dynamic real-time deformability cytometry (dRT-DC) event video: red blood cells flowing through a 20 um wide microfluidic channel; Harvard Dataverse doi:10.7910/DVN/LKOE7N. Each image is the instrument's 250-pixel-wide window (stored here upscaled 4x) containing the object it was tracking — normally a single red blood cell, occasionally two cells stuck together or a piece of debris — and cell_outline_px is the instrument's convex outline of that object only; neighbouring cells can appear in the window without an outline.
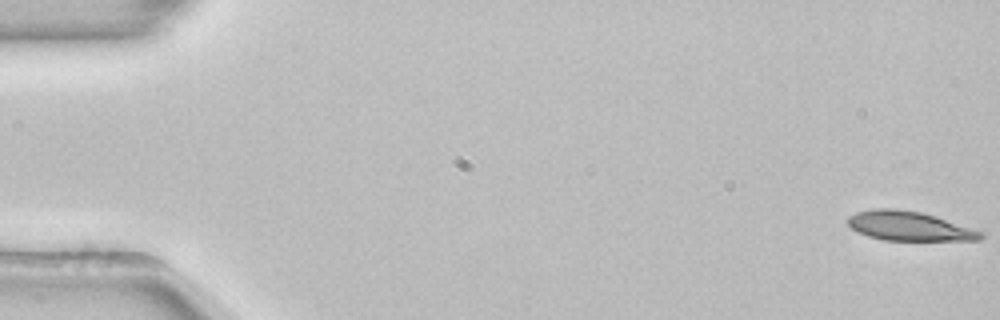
{"species": "common noctule bat (a hibernating species)", "species_latin": "Nyctalus noctula", "temperature_condition": "room temperature", "stored_images_in_passage": 54, "camera_frame_rate_fps": 3000, "um_per_image_px": 0.085, "animal": {"sex": "female", "body_mass_g": 22.7, "forearm_length_mm": 54.2}, "frame": {"image": 1, "passage_image": 1, "time_ms": 0.0, "image_size_px": [1000, 320], "cell_outline_px": [[984, 236], [980, 240], [884, 240], [868, 236], [852, 228], [848, 224], [848, 216], [856, 212], [876, 208], [896, 208], [920, 212], [936, 216], [984, 232]], "centroid_in_image_um": [77.29, 19.21], "position_along_channel_um": 7.7, "area_um2": 22.6}}
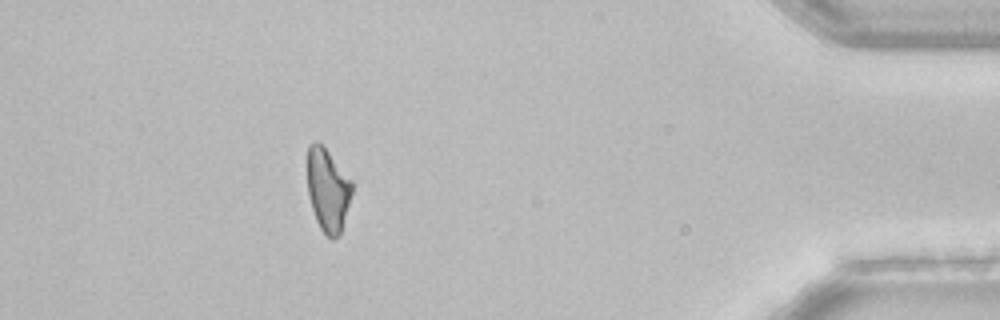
{"frame": {"image": 2, "passage_image": 48, "time_ms": 15.667, "image_size_px": [1000, 320], "cell_outline_px": [[352, 192], [340, 232], [332, 240], [320, 228], [316, 220], [308, 196], [308, 144], [316, 140], [328, 152], [352, 180]], "centroid_in_image_um": [27.85, 16.12], "position_along_channel_um": 407.4, "area_um2": 21.15}, "authors_computed_cell_mechanics": {"area_um2": 23.3512, "velocity_mm_per_s": 3.8745, "shape_relaxation_time_tau1_ms": 11.0415, "shape_relaxation_time_tau2_ms": null, "deformation_change_tau1": 0.2102, "deformation_change_tau2": null}}